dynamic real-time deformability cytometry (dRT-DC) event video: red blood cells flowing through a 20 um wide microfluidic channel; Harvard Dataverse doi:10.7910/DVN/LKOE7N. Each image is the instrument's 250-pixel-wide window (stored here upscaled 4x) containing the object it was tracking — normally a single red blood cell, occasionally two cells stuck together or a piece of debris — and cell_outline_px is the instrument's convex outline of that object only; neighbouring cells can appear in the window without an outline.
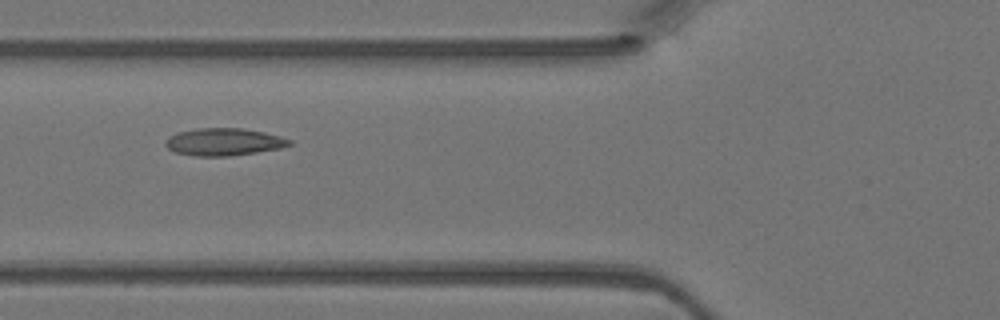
{"species": "Egyptian fruit bat (a non-hibernating species)", "species_latin": "Rousettus aegyptiacus", "temperature_condition": "warm", "stored_images_in_passage": 3, "camera_frame_rate_fps": 3000, "um_per_image_px": 0.085, "animal": {"sex": "female"}, "frame": {"image": 1, "passage_image": 3, "time_ms": 0.667, "image_size_px": [1000, 320], "cell_outline_px": [[292, 144], [280, 148], [256, 152], [228, 156], [196, 156], [176, 152], [168, 148], [164, 144], [164, 140], [168, 136], [176, 132], [196, 128], [244, 128], [264, 132], [280, 136], [292, 140]], "centroid_in_image_um": [18.99, 12.05], "position_along_channel_um": 106.8, "area_um2": 19.88}}